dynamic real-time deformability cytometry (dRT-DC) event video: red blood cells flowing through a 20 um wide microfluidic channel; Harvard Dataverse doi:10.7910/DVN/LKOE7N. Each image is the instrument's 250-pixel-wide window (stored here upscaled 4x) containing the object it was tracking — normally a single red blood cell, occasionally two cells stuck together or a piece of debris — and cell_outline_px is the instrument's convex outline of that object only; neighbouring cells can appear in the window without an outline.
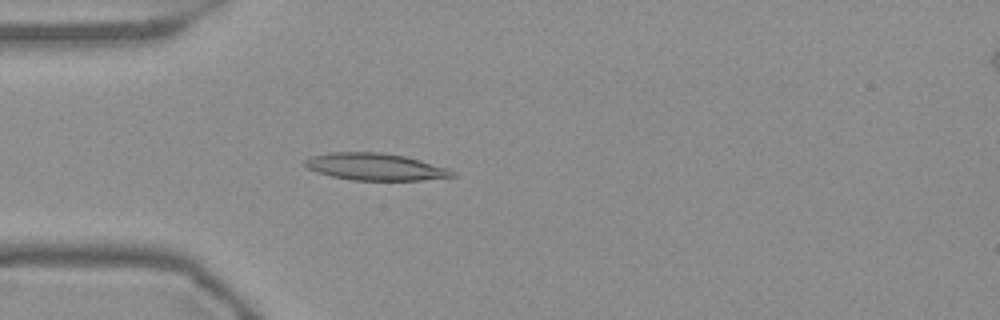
{"species": "Egyptian fruit bat (a non-hibernating species)", "species_latin": "Rousettus aegyptiacus", "temperature_condition": "warm", "stored_images_in_passage": 54, "camera_frame_rate_fps": 3000, "um_per_image_px": 0.085, "frame": {"image": 1, "passage_image": 15, "time_ms": 4.667, "image_size_px": [1000, 320], "cell_outline_px": [[456, 176], [420, 180], [352, 180], [332, 176], [316, 172], [308, 168], [304, 164], [304, 160], [312, 156], [328, 152], [380, 152], [404, 156], [420, 160], [448, 168], [456, 172]], "centroid_in_image_um": [31.89, 14.17], "position_along_channel_um": 53.1, "area_um2": 23.18}}
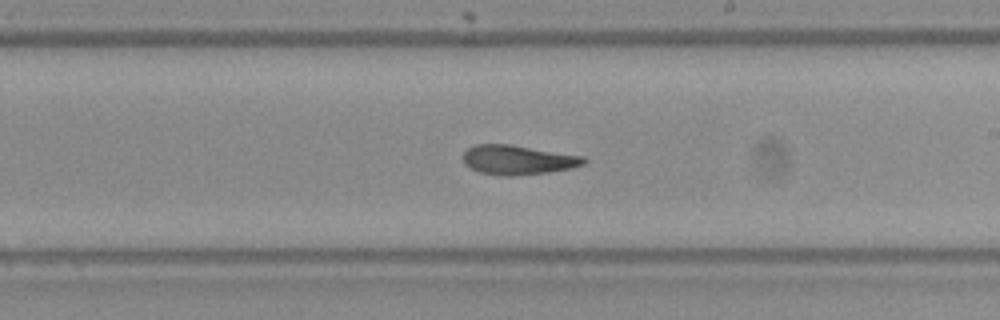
{"frame": {"image": 2, "passage_image": 31, "time_ms": 10.0, "image_size_px": [1000, 320], "cell_outline_px": [[588, 160], [584, 164], [572, 168], [548, 172], [512, 176], [504, 176], [480, 172], [468, 168], [464, 164], [464, 152], [468, 148], [476, 144], [512, 144], [584, 156]], "centroid_in_image_um": [44.03, 13.58], "position_along_channel_um": 245.0, "area_um2": 20.87}}
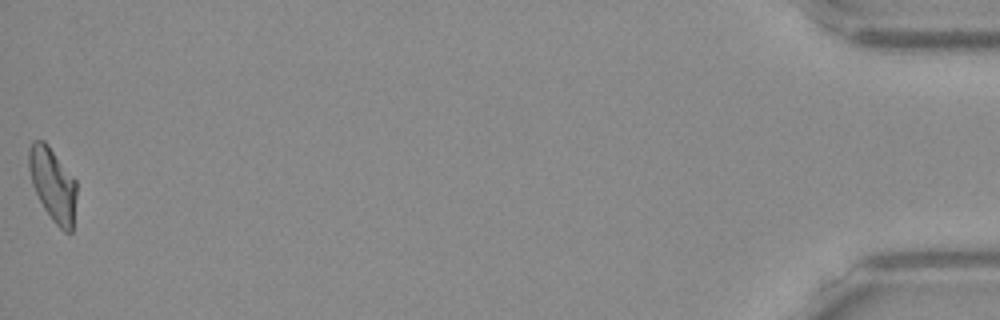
{"frame": {"image": 3, "passage_image": 54, "time_ms": 17.667, "image_size_px": [1000, 320], "cell_outline_px": [[76, 196], [72, 232], [64, 232], [52, 220], [44, 208], [32, 184], [28, 168], [28, 148], [32, 140], [44, 140], [48, 144], [76, 180]], "centroid_in_image_um": [4.48, 15.65], "position_along_channel_um": 430.7, "area_um2": 20.46}, "authors_computed_cell_mechanics": {"area_um2": 21.1548, "velocity_mm_per_s": 3.7283, "shape_relaxation_time_tau1_ms": null, "shape_relaxation_time_tau2_ms": 2.6584, "deformation_change_tau1": null, "deformation_change_tau2": 0.1007}}